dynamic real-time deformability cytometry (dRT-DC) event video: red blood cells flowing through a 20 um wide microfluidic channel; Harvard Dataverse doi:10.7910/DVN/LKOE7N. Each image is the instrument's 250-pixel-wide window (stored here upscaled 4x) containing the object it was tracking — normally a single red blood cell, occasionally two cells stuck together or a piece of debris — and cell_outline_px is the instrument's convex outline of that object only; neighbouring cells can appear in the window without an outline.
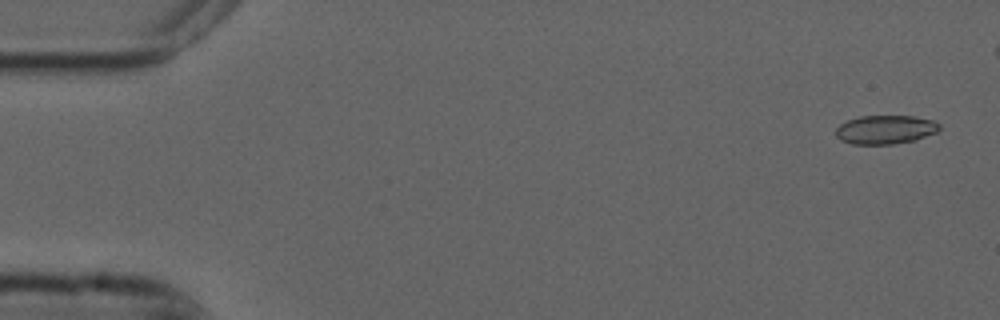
{"species": "common noctule bat (a hibernating species)", "species_latin": "Nyctalus noctula", "temperature_condition": "cold", "stored_images_in_passage": 7, "camera_frame_rate_fps": 3000, "um_per_image_px": 0.085, "animal": {"sex": "male", "forearm_length_mm": 52.5}, "frame": {"image": 1, "passage_image": 1, "time_ms": 0.0, "image_size_px": [1000, 320], "cell_outline_px": [[940, 128], [936, 132], [916, 140], [892, 144], [852, 144], [840, 140], [836, 136], [836, 128], [840, 124], [848, 120], [860, 116], [912, 116], [932, 120], [940, 124]], "centroid_in_image_um": [75.24, 11.02], "position_along_channel_um": 9.8, "area_um2": 17.34}}